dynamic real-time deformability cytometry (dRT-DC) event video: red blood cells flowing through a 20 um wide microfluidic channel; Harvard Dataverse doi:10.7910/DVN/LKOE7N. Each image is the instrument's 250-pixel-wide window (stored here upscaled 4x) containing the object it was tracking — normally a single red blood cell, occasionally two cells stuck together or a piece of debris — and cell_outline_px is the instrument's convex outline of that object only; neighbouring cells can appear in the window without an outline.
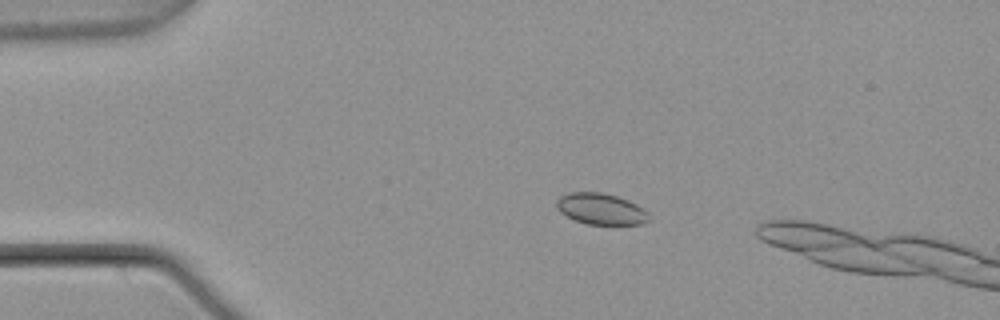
{"species": "common noctule bat (a hibernating species)", "species_latin": "Nyctalus noctula", "temperature_condition": "warm", "stored_images_in_passage": 5, "camera_frame_rate_fps": 3000, "um_per_image_px": 0.085, "animal": {"sex": "male", "body_mass_g": 21.5, "forearm_length_mm": 52.0}, "frame": {"image": 1, "passage_image": 3, "time_ms": 0.667, "image_size_px": [1000, 320], "cell_outline_px": [[648, 220], [644, 224], [588, 224], [576, 220], [560, 212], [556, 208], [556, 200], [560, 196], [568, 192], [600, 192], [616, 196], [628, 200], [644, 208], [648, 212]], "centroid_in_image_um": [51.07, 17.75], "position_along_channel_um": 33.9, "area_um2": 16.76}}